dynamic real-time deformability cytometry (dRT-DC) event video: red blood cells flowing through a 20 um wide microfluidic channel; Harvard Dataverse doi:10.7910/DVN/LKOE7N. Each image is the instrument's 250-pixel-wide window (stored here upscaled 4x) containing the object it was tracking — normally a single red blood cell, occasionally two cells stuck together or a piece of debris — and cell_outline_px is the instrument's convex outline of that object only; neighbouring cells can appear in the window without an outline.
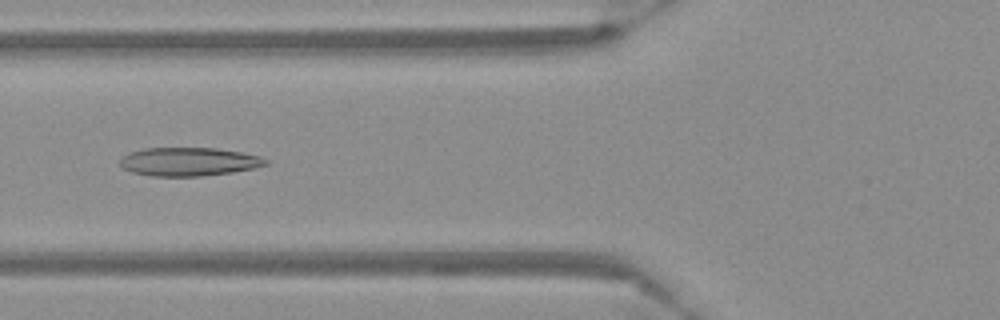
{"species": "Egyptian fruit bat (a non-hibernating species)", "species_latin": "Rousettus aegyptiacus", "temperature_condition": "warm", "stored_images_in_passage": 56, "camera_frame_rate_fps": 3000, "um_per_image_px": 0.085, "frame": {"image": 1, "passage_image": 22, "time_ms": 7.0, "image_size_px": [1000, 320], "cell_outline_px": [[268, 164], [252, 168], [232, 172], [200, 176], [152, 176], [132, 172], [124, 168], [120, 164], [120, 160], [124, 156], [132, 152], [144, 148], [216, 148], [244, 152], [260, 156], [268, 160]], "centroid_in_image_um": [16.08, 13.74], "position_along_channel_um": 109.7, "area_um2": 24.04}}
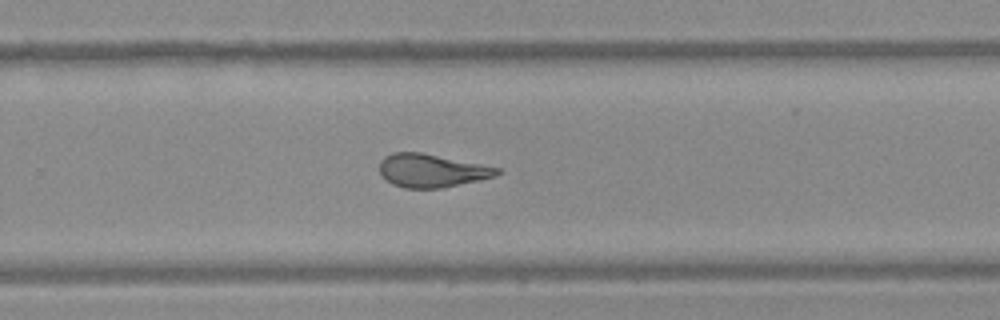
{"frame": {"image": 2, "passage_image": 37, "time_ms": 12.0, "image_size_px": [1000, 320], "cell_outline_px": [[500, 172], [496, 176], [480, 180], [440, 188], [404, 188], [392, 184], [380, 172], [380, 160], [384, 156], [392, 152], [420, 152], [500, 168]], "centroid_in_image_um": [36.67, 14.5], "position_along_channel_um": 293.1, "area_um2": 22.54}}
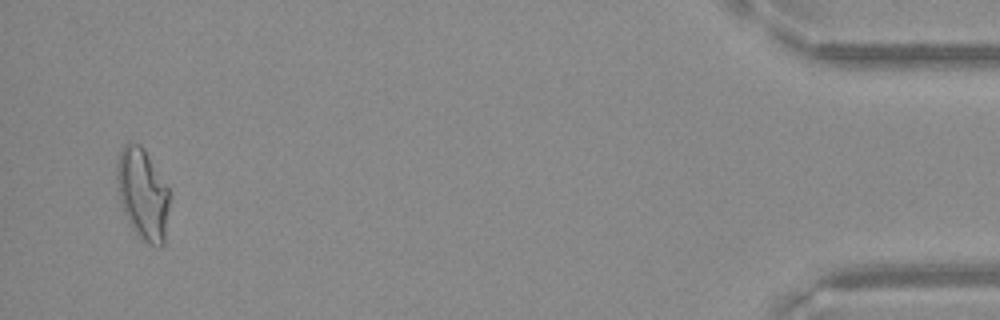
{"frame": {"image": 3, "passage_image": 54, "time_ms": 17.667, "image_size_px": [1000, 320], "cell_outline_px": [[168, 208], [164, 244], [160, 248], [156, 248], [148, 244], [136, 236], [124, 212], [120, 200], [116, 176], [116, 164], [120, 152], [124, 144], [128, 140], [140, 144], [168, 188]], "centroid_in_image_um": [12.11, 16.52], "position_along_channel_um": 423.1, "area_um2": 27.8}}